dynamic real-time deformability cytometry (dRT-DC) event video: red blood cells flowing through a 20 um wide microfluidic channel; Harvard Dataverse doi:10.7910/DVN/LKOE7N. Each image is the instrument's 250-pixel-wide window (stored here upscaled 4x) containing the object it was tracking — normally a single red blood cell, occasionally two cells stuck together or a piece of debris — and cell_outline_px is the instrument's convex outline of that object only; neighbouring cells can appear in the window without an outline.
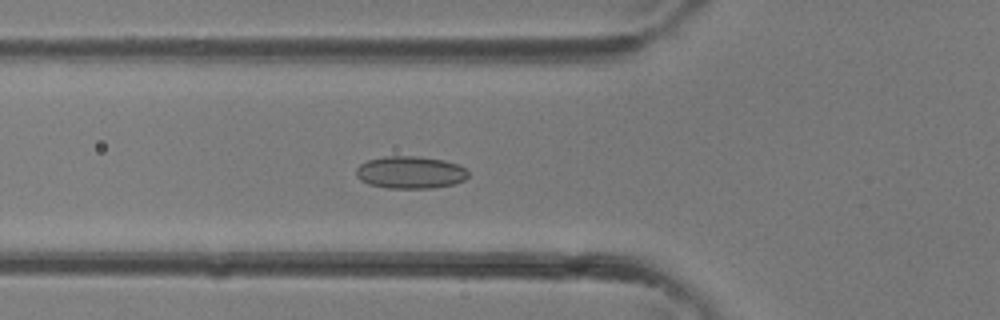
{"species": "common noctule bat (a hibernating species)", "species_latin": "Nyctalus noctula", "temperature_condition": "room temperature", "stored_images_in_passage": 38, "camera_frame_rate_fps": 3000, "um_per_image_px": 0.085, "animal": {"sex": "female"}, "frame": {"image": 1, "passage_image": 14, "time_ms": 4.333, "image_size_px": [1000, 320], "cell_outline_px": [[468, 176], [464, 180], [452, 184], [432, 188], [388, 188], [368, 184], [360, 180], [356, 176], [356, 168], [360, 164], [368, 160], [384, 156], [420, 156], [444, 160], [456, 164], [464, 168], [468, 172]], "centroid_in_image_um": [34.85, 14.65], "position_along_channel_um": 91.0, "area_um2": 21.15}}
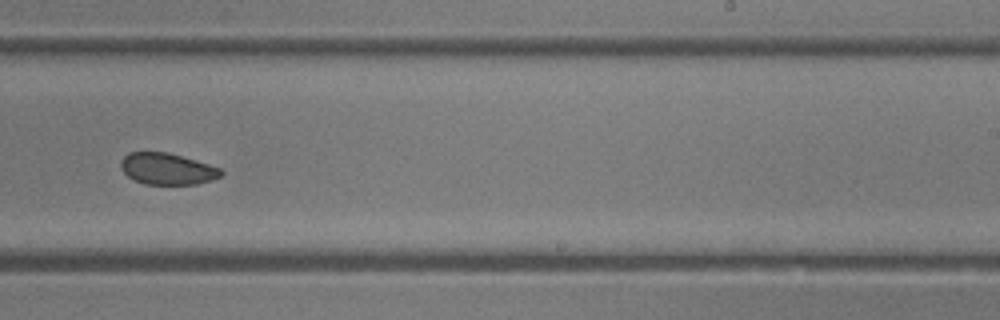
{"frame": {"image": 2, "passage_image": 24, "time_ms": 7.667, "image_size_px": [1000, 320], "cell_outline_px": [[224, 172], [220, 176], [212, 180], [196, 184], [144, 184], [128, 176], [120, 168], [120, 164], [124, 156], [128, 152], [168, 152], [208, 164], [220, 168]], "centroid_in_image_um": [14.21, 14.35], "position_along_channel_um": 274.8, "area_um2": 18.26}}
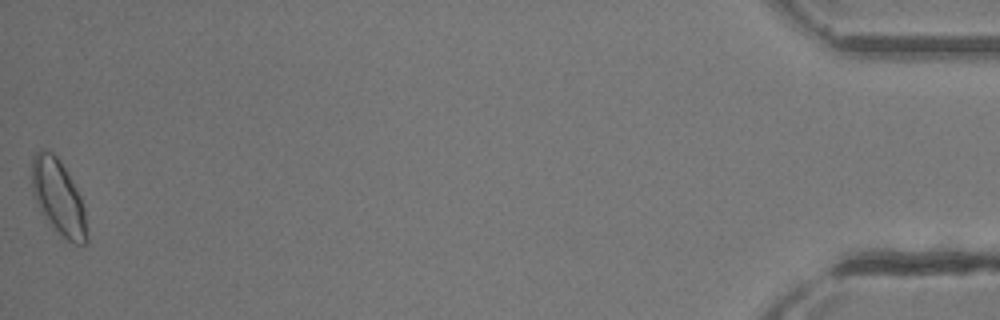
{"frame": {"image": 3, "passage_image": 38, "time_ms": 12.333, "image_size_px": [1000, 320], "cell_outline_px": [[88, 240], [84, 244], [76, 244], [68, 240], [40, 212], [32, 196], [32, 156], [40, 148], [44, 148], [52, 152], [60, 160], [80, 196], [84, 208], [88, 236]], "centroid_in_image_um": [4.94, 16.73], "position_along_channel_um": 430.3, "area_um2": 23.87}}